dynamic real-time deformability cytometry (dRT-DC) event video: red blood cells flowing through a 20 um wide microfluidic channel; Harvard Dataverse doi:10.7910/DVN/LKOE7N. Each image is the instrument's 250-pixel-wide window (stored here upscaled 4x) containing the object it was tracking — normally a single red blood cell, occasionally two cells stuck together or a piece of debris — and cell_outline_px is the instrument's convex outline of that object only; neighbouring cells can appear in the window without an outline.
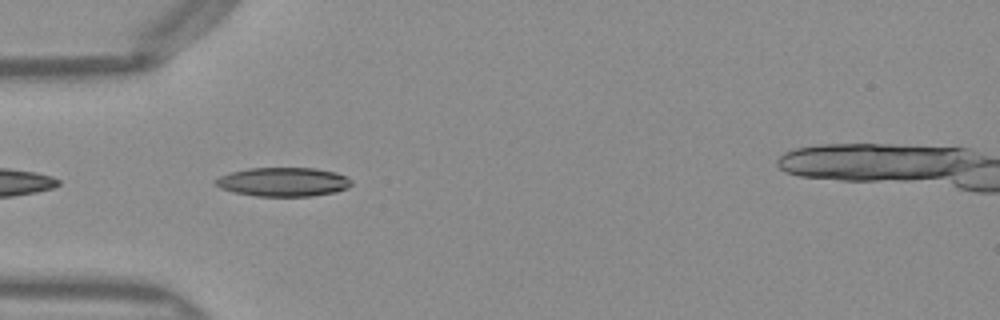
{"species": "Egyptian fruit bat (a non-hibernating species)", "species_latin": "Rousettus aegyptiacus", "temperature_condition": "warm", "stored_images_in_passage": 10, "camera_frame_rate_fps": 3000, "um_per_image_px": 0.085, "frame": {"image": 1, "passage_image": 2, "time_ms": 0.333, "image_size_px": [1000, 320], "cell_outline_px": [[352, 184], [348, 188], [336, 192], [312, 196], [256, 196], [232, 192], [220, 188], [212, 180], [220, 176], [232, 172], [248, 168], [316, 168], [336, 172], [352, 180]], "centroid_in_image_um": [24.08, 15.46], "position_along_channel_um": 60.9, "area_um2": 23.06}}
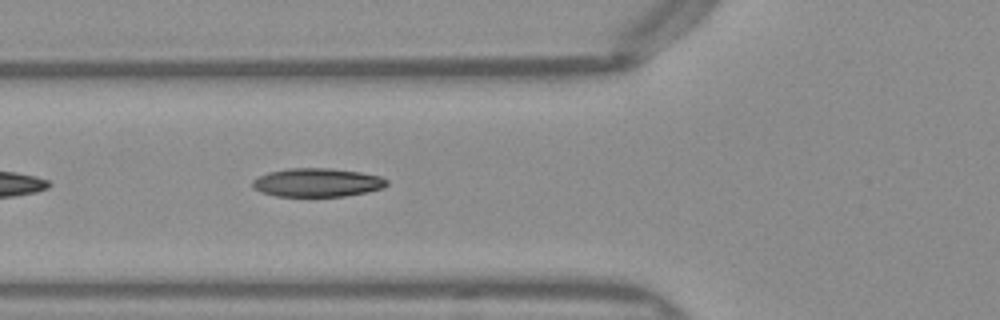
{"frame": {"image": 2, "passage_image": 5, "time_ms": 1.333, "image_size_px": [1000, 320], "cell_outline_px": [[388, 184], [384, 188], [344, 196], [276, 196], [260, 192], [252, 188], [252, 180], [268, 172], [288, 168], [332, 168], [360, 172], [380, 176], [388, 180]], "centroid_in_image_um": [26.95, 15.51], "position_along_channel_um": 98.9, "area_um2": 22.43}}